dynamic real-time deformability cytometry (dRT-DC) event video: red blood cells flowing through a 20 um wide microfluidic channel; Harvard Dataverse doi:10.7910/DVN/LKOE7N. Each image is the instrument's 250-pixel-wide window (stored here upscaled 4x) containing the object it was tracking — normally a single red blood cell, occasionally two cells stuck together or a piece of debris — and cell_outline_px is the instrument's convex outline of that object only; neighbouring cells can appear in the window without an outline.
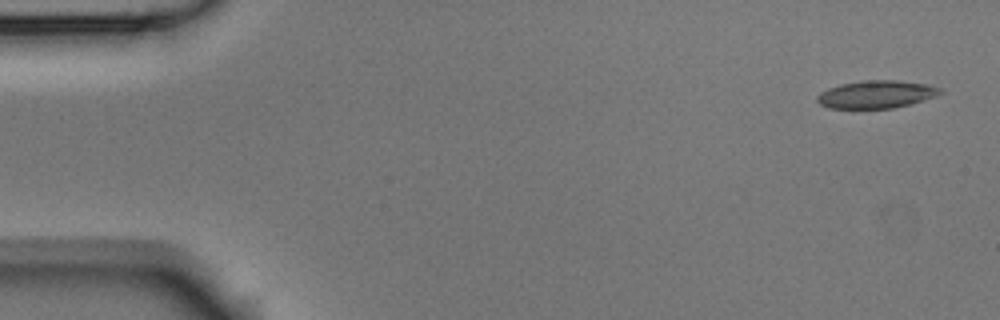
{"species": "Egyptian fruit bat (a non-hibernating species)", "species_latin": "Rousettus aegyptiacus", "temperature_condition": "room temperature", "stored_images_in_passage": 6, "camera_frame_rate_fps": 3000, "um_per_image_px": 0.085, "animal": {"sex": "male"}, "frame": {"image": 1, "passage_image": 1, "time_ms": 0.0, "image_size_px": [1000, 320], "cell_outline_px": [[944, 92], [936, 96], [908, 104], [892, 108], [828, 108], [820, 104], [816, 100], [816, 96], [820, 92], [828, 88], [840, 84], [860, 80], [896, 80], [928, 84], [940, 88]], "centroid_in_image_um": [74.46, 8.01], "position_along_channel_um": 10.5, "area_um2": 19.88}}
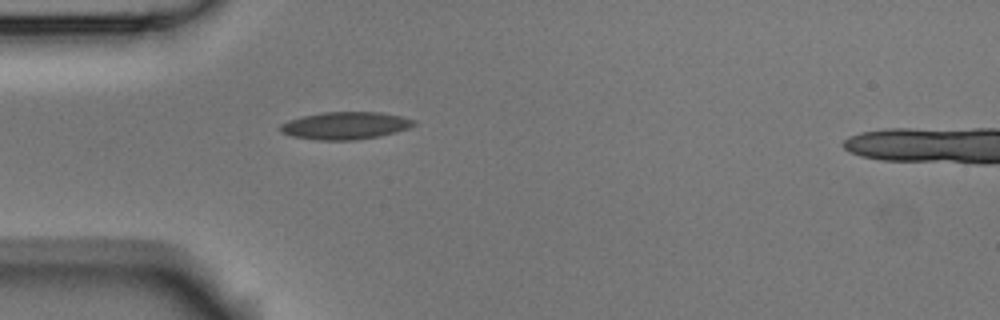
{"frame": {"image": 2, "passage_image": 5, "time_ms": 1.333, "image_size_px": [1000, 320], "cell_outline_px": [[416, 124], [408, 128], [396, 132], [380, 136], [356, 140], [316, 140], [292, 136], [280, 132], [280, 124], [288, 120], [304, 116], [324, 112], [380, 112], [400, 116], [416, 120]], "centroid_in_image_um": [29.35, 10.68], "position_along_channel_um": 55.6, "area_um2": 21.39}}